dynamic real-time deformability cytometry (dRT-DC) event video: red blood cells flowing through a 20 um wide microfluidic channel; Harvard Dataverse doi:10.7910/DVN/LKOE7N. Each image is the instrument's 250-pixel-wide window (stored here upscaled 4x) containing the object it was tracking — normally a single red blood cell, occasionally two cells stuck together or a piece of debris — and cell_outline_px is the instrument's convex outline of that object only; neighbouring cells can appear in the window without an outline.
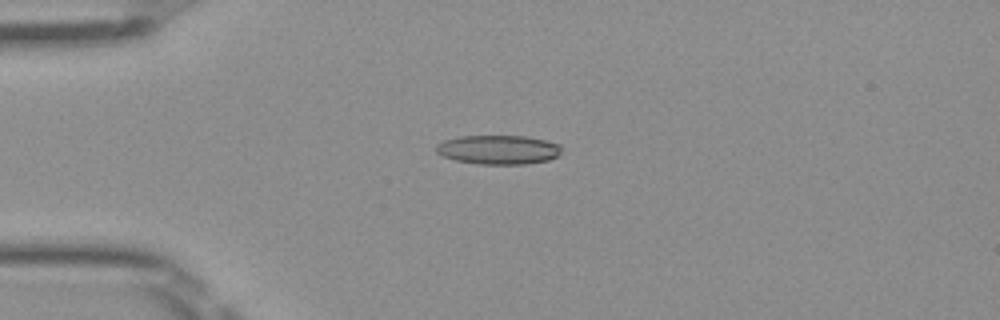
{"species": "Egyptian fruit bat (a non-hibernating species)", "species_latin": "Rousettus aegyptiacus", "temperature_condition": "room temperature", "stored_images_in_passage": 51, "camera_frame_rate_fps": 3000, "um_per_image_px": 0.085, "frame": {"image": 1, "passage_image": 13, "time_ms": 4.0, "image_size_px": [1000, 320], "cell_outline_px": [[560, 156], [548, 160], [524, 164], [480, 164], [456, 160], [444, 156], [436, 152], [436, 144], [444, 140], [460, 136], [524, 136], [544, 140], [560, 144]], "centroid_in_image_um": [42.37, 12.72], "position_along_channel_um": 42.6, "area_um2": 21.21}}
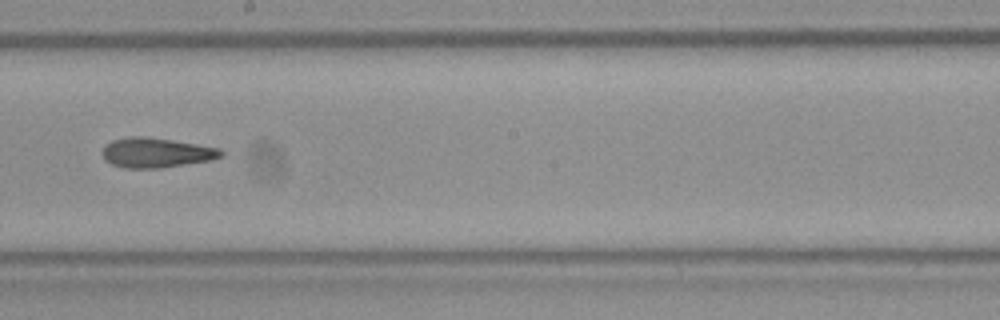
{"frame": {"image": 2, "passage_image": 29, "time_ms": 9.333, "image_size_px": [1000, 320], "cell_outline_px": [[224, 156], [212, 160], [160, 168], [124, 168], [112, 164], [104, 160], [100, 152], [104, 144], [112, 140], [128, 136], [148, 136], [220, 148], [224, 152]], "centroid_in_image_um": [13.24, 12.97], "position_along_channel_um": 235.0, "area_um2": 20.98}}
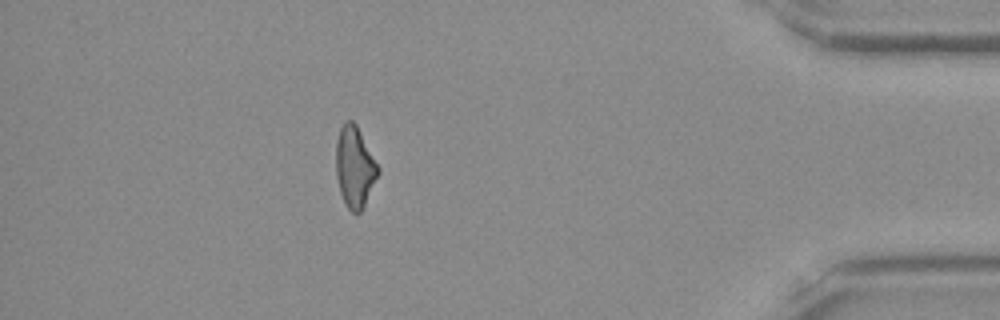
{"frame": {"image": 3, "passage_image": 45, "time_ms": 14.667, "image_size_px": [1000, 320], "cell_outline_px": [[380, 172], [360, 212], [352, 212], [344, 204], [340, 192], [336, 176], [336, 140], [340, 128], [344, 120], [352, 120], [356, 124], [380, 168]], "centroid_in_image_um": [30.14, 14.16], "position_along_channel_um": 405.1, "area_um2": 19.83}, "authors_computed_cell_mechanics": {"area_um2": 20.3456, "velocity_mm_per_s": 4.0489, "shape_relaxation_time_tau1_ms": 6.337, "shape_relaxation_time_tau2_ms": 3.2931, "deformation_change_tau1": 0.1792, "deformation_change_tau2": 0.1381}}